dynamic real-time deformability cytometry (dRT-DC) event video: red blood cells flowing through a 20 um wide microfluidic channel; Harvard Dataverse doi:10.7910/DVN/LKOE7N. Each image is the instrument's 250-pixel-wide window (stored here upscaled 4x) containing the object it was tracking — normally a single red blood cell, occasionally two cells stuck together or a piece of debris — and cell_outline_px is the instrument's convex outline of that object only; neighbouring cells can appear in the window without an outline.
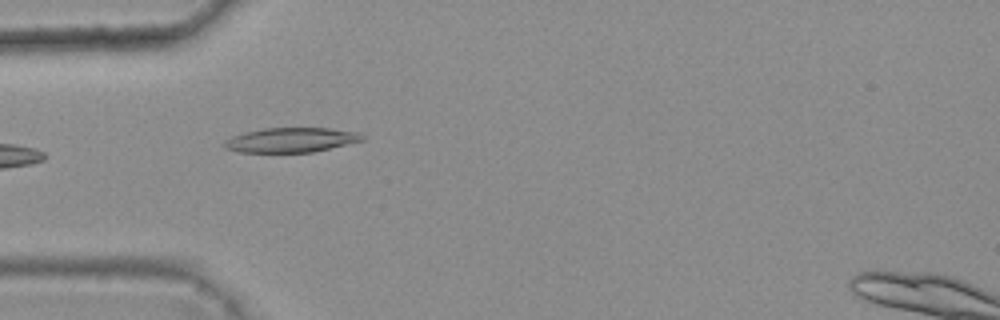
{"species": "common noctule bat (a hibernating species)", "species_latin": "Nyctalus noctula", "temperature_condition": "warm", "stored_images_in_passage": 6, "camera_frame_rate_fps": 3000, "um_per_image_px": 0.085, "animal": {"sex": "female", "body_mass_g": 25.1}, "frame": {"image": 1, "passage_image": 5, "time_ms": 1.333, "image_size_px": [1000, 320], "cell_outline_px": [[364, 140], [312, 152], [240, 152], [224, 148], [220, 144], [232, 136], [244, 132], [264, 128], [332, 128], [360, 132], [364, 136]], "centroid_in_image_um": [24.72, 11.89], "position_along_channel_um": 60.3, "area_um2": 19.88}}
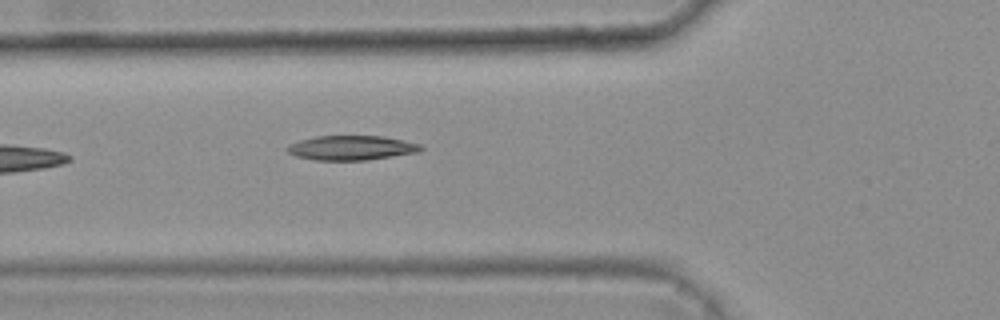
{"frame": {"image": 2, "passage_image": 6, "time_ms": 1.667, "image_size_px": [1000, 320], "cell_outline_px": [[424, 148], [420, 152], [364, 160], [316, 160], [296, 156], [288, 152], [284, 148], [300, 140], [316, 136], [384, 136], [420, 144]], "centroid_in_image_um": [29.88, 12.56], "position_along_channel_um": 95.9, "area_um2": 18.96}}